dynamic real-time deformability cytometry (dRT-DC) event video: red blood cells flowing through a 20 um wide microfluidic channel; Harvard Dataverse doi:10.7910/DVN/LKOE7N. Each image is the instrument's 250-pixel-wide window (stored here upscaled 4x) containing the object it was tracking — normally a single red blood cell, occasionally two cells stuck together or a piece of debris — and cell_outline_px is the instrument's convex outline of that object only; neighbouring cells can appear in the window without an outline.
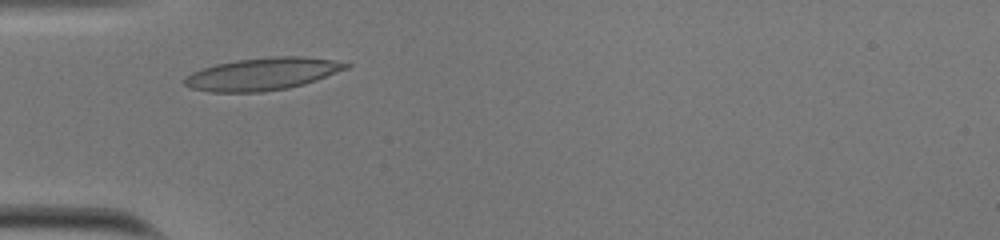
{"species": "human", "species_latin": "Homo sapiens", "temperature_condition": "cold", "stored_images_in_passage": 27, "camera_frame_rate_fps": 3000, "um_per_image_px": 0.085, "donor": {"sex": "male"}, "frame": {"image": 1, "passage_image": 1, "time_ms": 0.0, "image_size_px": [1000, 240], "cell_outline_px": [[352, 64], [348, 68], [316, 80], [304, 84], [288, 88], [260, 92], [208, 92], [192, 88], [184, 84], [184, 76], [192, 72], [216, 64], [236, 60], [272, 56], [300, 56], [332, 60]], "centroid_in_image_um": [22.29, 6.29], "position_along_channel_um": 62.7, "area_um2": 30.4}}
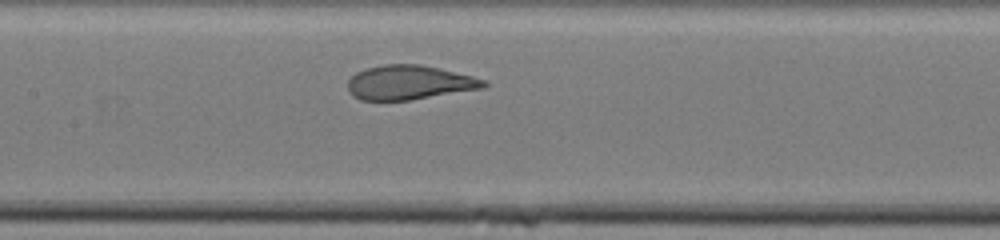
{"frame": {"image": 2, "passage_image": 10, "time_ms": 3.0, "image_size_px": [1000, 240], "cell_outline_px": [[488, 84], [484, 88], [408, 100], [360, 100], [352, 96], [348, 88], [348, 80], [356, 72], [368, 68], [384, 64], [420, 64], [440, 68], [472, 76], [484, 80]], "centroid_in_image_um": [34.77, 7.01], "position_along_channel_um": 172.6, "area_um2": 27.05}}
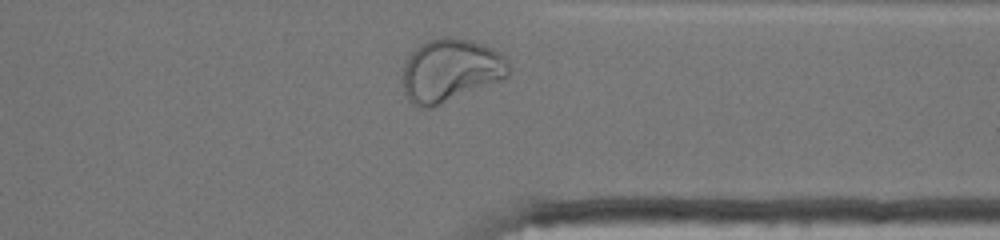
{"frame": {"image": 3, "passage_image": 26, "time_ms": 8.333, "image_size_px": [1000, 240], "cell_outline_px": [[508, 76], [432, 108], [428, 108], [412, 104], [408, 100], [404, 92], [404, 64], [408, 56], [420, 44], [428, 40], [444, 36], [452, 36], [472, 40], [484, 44], [500, 52], [508, 60]], "centroid_in_image_um": [38.28, 5.95], "position_along_channel_um": 373.1, "area_um2": 38.73}, "authors_computed_cell_mechanics": {"area_um2": 28.033, "velocity_mm_per_s": 3.7702, "shape_relaxation_time_tau1_ms": 7.9622, "shape_relaxation_time_tau2_ms": null, "deformation_change_tau1": 0.2816, "deformation_change_tau2": null}}